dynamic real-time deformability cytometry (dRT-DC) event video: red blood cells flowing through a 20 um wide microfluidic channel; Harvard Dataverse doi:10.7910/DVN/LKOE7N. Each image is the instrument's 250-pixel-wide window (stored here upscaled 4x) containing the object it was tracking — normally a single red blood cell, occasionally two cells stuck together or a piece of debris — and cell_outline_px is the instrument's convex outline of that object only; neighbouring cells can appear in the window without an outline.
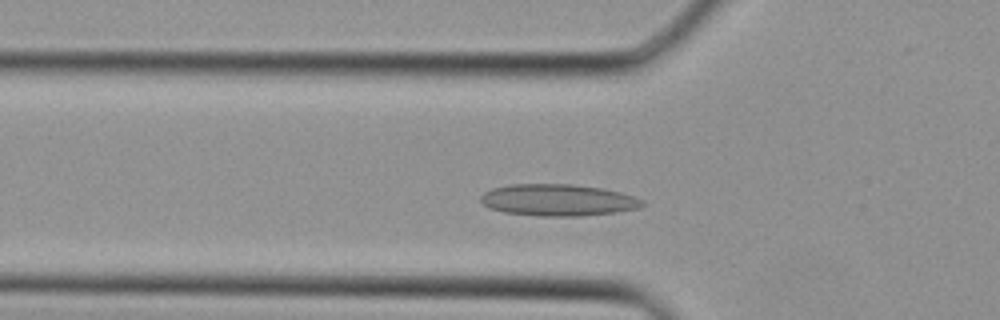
{"species": "Egyptian fruit bat (a non-hibernating species)", "species_latin": "Rousettus aegyptiacus", "temperature_condition": "cold", "stored_images_in_passage": 30, "camera_frame_rate_fps": 3000, "um_per_image_px": 0.085, "animal": {"sex": "female"}, "frame": {"image": 1, "passage_image": 7, "time_ms": 2.0, "image_size_px": [1000, 320], "cell_outline_px": [[644, 204], [640, 208], [616, 212], [580, 216], [540, 216], [504, 212], [488, 208], [480, 200], [480, 196], [484, 192], [492, 188], [512, 184], [572, 184], [604, 188], [620, 192], [644, 200]], "centroid_in_image_um": [47.43, 17.0], "position_along_channel_um": 78.4, "area_um2": 30.0}}
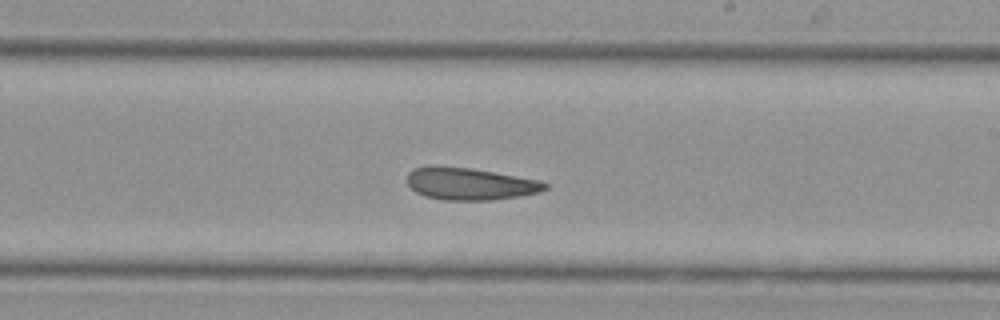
{"frame": {"image": 2, "passage_image": 16, "time_ms": 5.0, "image_size_px": [1000, 320], "cell_outline_px": [[548, 188], [540, 192], [520, 196], [492, 200], [444, 200], [424, 196], [416, 192], [408, 184], [408, 172], [416, 168], [428, 164], [436, 164], [468, 168], [540, 180], [548, 184]], "centroid_in_image_um": [39.92, 15.61], "position_along_channel_um": 249.1, "area_um2": 26.01}}
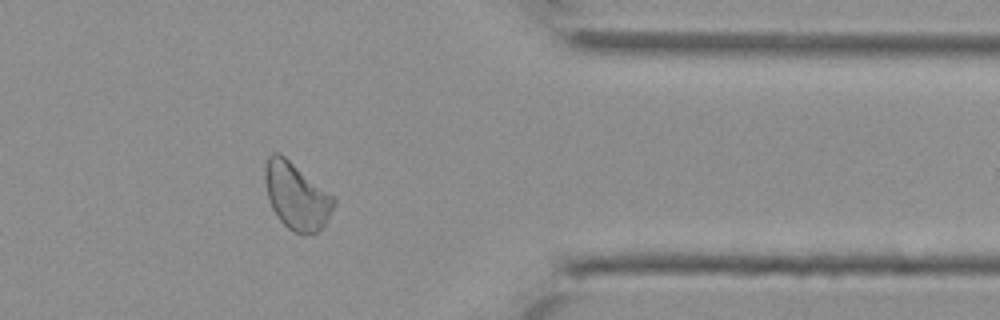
{"frame": {"image": 3, "passage_image": 24, "time_ms": 7.667, "image_size_px": [1000, 320], "cell_outline_px": [[336, 204], [324, 228], [316, 232], [304, 236], [300, 236], [288, 228], [276, 216], [268, 200], [264, 180], [264, 168], [268, 156], [272, 152], [280, 152], [332, 196], [336, 200]], "centroid_in_image_um": [25.18, 16.69], "position_along_channel_um": 386.2, "area_um2": 26.99}}